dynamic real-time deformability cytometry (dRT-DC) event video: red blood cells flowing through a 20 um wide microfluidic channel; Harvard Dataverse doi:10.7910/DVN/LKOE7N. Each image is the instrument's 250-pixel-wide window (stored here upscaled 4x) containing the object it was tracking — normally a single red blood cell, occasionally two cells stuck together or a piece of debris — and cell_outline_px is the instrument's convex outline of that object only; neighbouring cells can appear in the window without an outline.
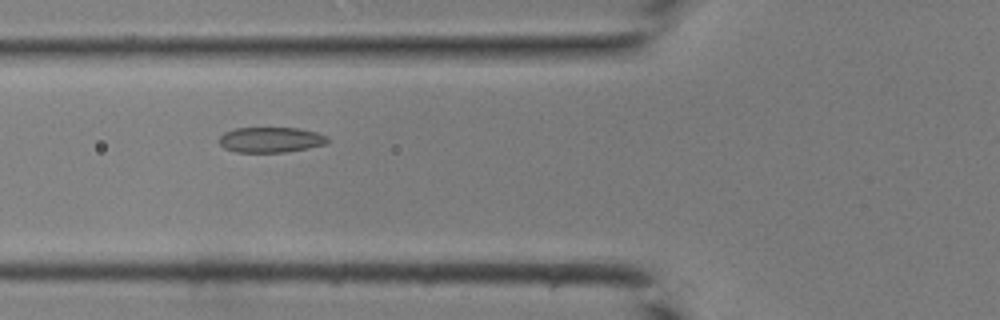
{"species": "common noctule bat (a hibernating species)", "species_latin": "Nyctalus noctula", "temperature_condition": "room temperature", "stored_images_in_passage": 32, "camera_frame_rate_fps": 3000, "um_per_image_px": 0.085, "animal": {"sex": "male", "body_mass_g": 19.0, "forearm_length_mm": 50.8}, "frame": {"image": 1, "passage_image": 9, "time_ms": 2.667, "image_size_px": [1000, 320], "cell_outline_px": [[328, 144], [308, 148], [284, 152], [236, 152], [224, 148], [220, 144], [220, 136], [224, 132], [236, 128], [300, 128], [316, 132], [328, 136]], "centroid_in_image_um": [23.04, 11.88], "position_along_channel_um": 102.8, "area_um2": 16.07}}
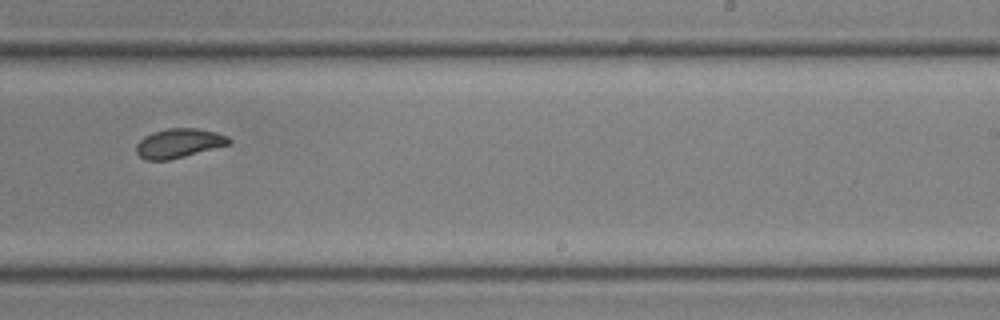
{"frame": {"image": 2, "passage_image": 20, "time_ms": 6.333, "image_size_px": [1000, 320], "cell_outline_px": [[232, 144], [168, 160], [144, 160], [136, 152], [136, 144], [144, 136], [152, 132], [168, 128], [196, 128], [216, 132], [228, 136], [232, 140]], "centroid_in_image_um": [15.22, 12.17], "position_along_channel_um": 273.8, "area_um2": 15.9}}
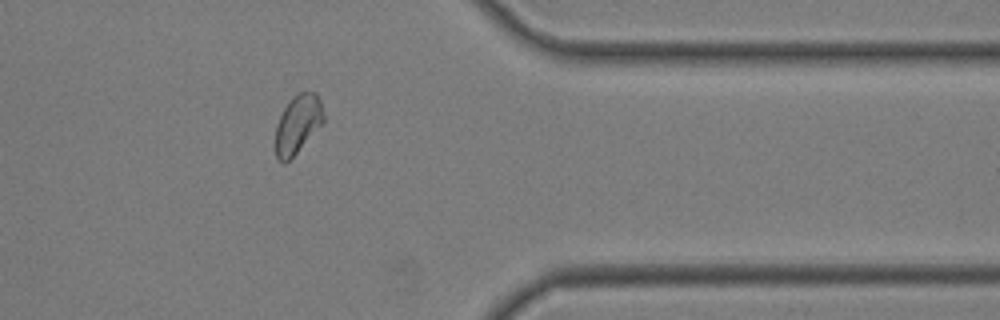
{"frame": {"image": 3, "passage_image": 28, "time_ms": 9.0, "image_size_px": [1000, 320], "cell_outline_px": [[324, 124], [284, 164], [276, 156], [276, 124], [284, 108], [292, 96], [300, 92], [316, 92], [320, 100], [324, 116]], "centroid_in_image_um": [25.33, 10.53], "position_along_channel_um": 386.1, "area_um2": 16.3}}